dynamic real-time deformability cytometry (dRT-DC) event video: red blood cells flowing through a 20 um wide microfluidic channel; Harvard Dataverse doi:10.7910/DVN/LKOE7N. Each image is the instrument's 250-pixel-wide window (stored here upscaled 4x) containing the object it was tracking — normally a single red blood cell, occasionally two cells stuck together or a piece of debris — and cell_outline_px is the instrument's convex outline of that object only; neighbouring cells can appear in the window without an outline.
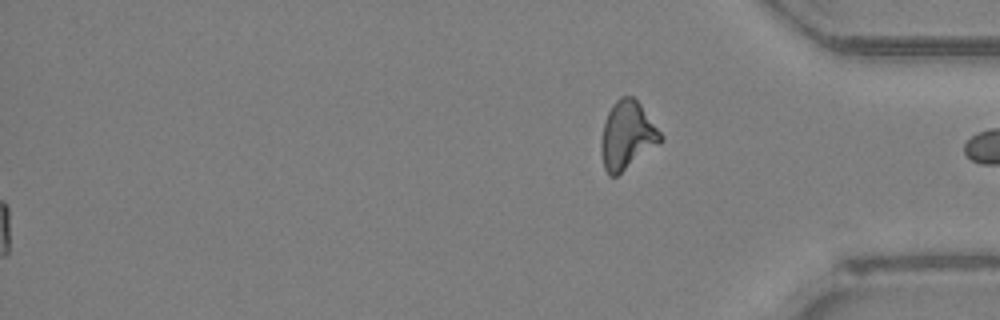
{"species": "Egyptian fruit bat (a non-hibernating species)", "species_latin": "Rousettus aegyptiacus", "temperature_condition": "room temperature", "stored_images_in_passage": 49, "segment_of_instrument_passage": [2, 2], "camera_frame_rate_fps": 3000, "um_per_image_px": 0.085, "animal": {"sex": "female"}, "frame": {"image": 1, "passage_image": 49, "time_ms": 16.0, "image_size_px": [1000, 320], "cell_outline_px": [[664, 140], [616, 176], [608, 176], [604, 168], [600, 148], [600, 144], [604, 120], [612, 104], [620, 96], [632, 96], [640, 104], [664, 136]], "centroid_in_image_um": [53.29, 11.5], "position_along_channel_um": 381.9, "area_um2": 23.52}}